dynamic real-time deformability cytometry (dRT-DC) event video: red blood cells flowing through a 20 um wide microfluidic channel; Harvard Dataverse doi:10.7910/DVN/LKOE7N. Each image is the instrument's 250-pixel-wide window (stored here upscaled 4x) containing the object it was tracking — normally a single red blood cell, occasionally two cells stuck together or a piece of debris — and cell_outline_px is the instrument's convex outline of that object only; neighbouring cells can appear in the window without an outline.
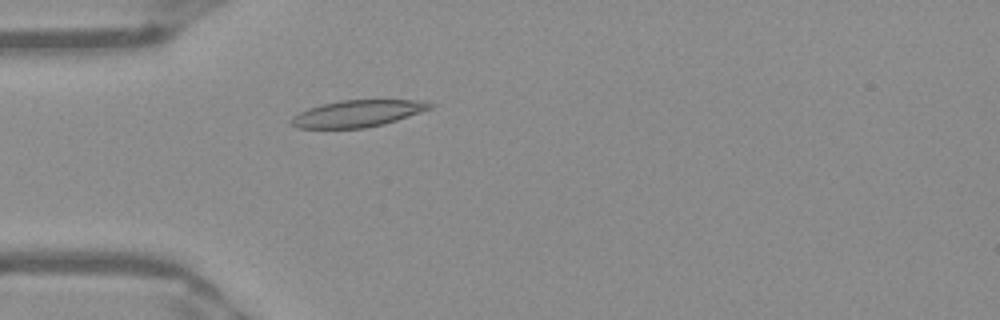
{"species": "Egyptian fruit bat (a non-hibernating species)", "species_latin": "Rousettus aegyptiacus", "temperature_condition": "warm", "stored_images_in_passage": 51, "camera_frame_rate_fps": 3000, "um_per_image_px": 0.085, "frame": {"image": 1, "passage_image": 15, "time_ms": 4.667, "image_size_px": [1000, 320], "cell_outline_px": [[436, 104], [432, 108], [384, 124], [364, 128], [296, 128], [292, 124], [292, 116], [308, 108], [340, 100], [424, 100]], "centroid_in_image_um": [30.43, 9.64], "position_along_channel_um": 54.6, "area_um2": 21.5}}
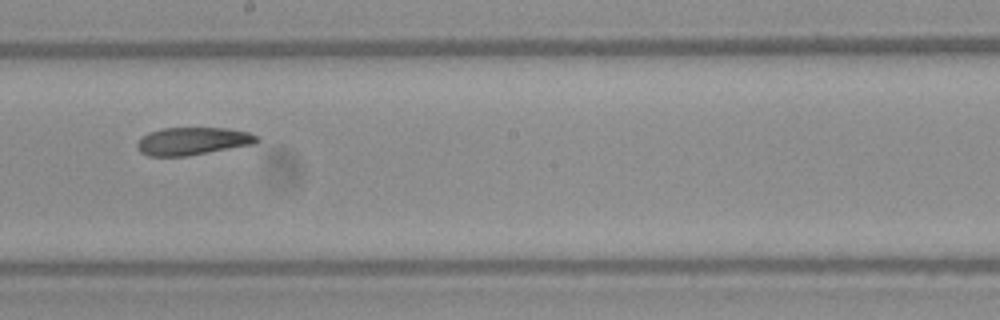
{"frame": {"image": 2, "passage_image": 29, "time_ms": 9.333, "image_size_px": [1000, 320], "cell_outline_px": [[260, 140], [256, 144], [188, 156], [148, 156], [140, 152], [136, 144], [148, 132], [160, 128], [228, 128], [248, 132], [260, 136]], "centroid_in_image_um": [16.43, 12.0], "position_along_channel_um": 231.8, "area_um2": 19.54}}
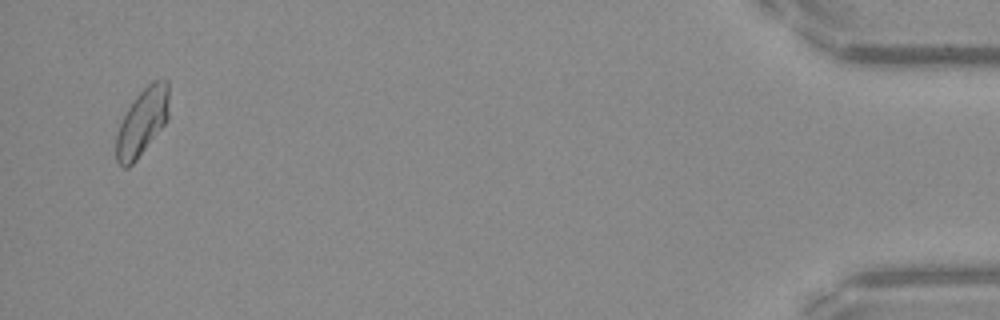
{"frame": {"image": 3, "passage_image": 50, "time_ms": 16.333, "image_size_px": [1000, 320], "cell_outline_px": [[168, 120], [136, 160], [128, 168], [124, 168], [116, 160], [116, 132], [128, 108], [136, 96], [152, 80], [168, 80]], "centroid_in_image_um": [12.08, 10.38], "position_along_channel_um": 423.1, "area_um2": 20.46}, "authors_computed_cell_mechanics": {"area_um2": 20.2878, "velocity_mm_per_s": 3.9261, "shape_relaxation_time_tau1_ms": 10.2527, "shape_relaxation_time_tau2_ms": 4.6143, "deformation_change_tau1": 0.2054, "deformation_change_tau2": 0.0845}}